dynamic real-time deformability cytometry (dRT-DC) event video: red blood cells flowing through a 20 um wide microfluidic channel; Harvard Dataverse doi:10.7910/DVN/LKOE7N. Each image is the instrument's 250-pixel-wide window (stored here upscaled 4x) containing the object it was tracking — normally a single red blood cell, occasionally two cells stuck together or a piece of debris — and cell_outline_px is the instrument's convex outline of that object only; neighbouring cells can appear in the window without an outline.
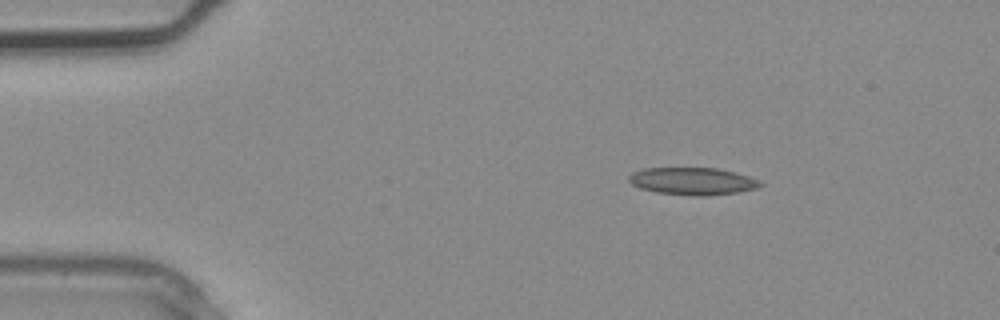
{"species": "common noctule bat (a hibernating species)", "species_latin": "Nyctalus noctula", "temperature_condition": "warm", "stored_images_in_passage": 2, "camera_frame_rate_fps": 3000, "um_per_image_px": 0.085, "animal": {"sex": "male", "body_mass_g": 20.4}, "frame": {"image": 1, "passage_image": 1, "time_ms": 0.0, "image_size_px": [1000, 320], "cell_outline_px": [[764, 184], [756, 188], [740, 192], [708, 196], [692, 196], [656, 192], [640, 188], [632, 184], [628, 180], [628, 176], [632, 172], [644, 168], [716, 168], [748, 176], [760, 180]], "centroid_in_image_um": [58.87, 15.41], "position_along_channel_um": 26.1, "area_um2": 21.04}}